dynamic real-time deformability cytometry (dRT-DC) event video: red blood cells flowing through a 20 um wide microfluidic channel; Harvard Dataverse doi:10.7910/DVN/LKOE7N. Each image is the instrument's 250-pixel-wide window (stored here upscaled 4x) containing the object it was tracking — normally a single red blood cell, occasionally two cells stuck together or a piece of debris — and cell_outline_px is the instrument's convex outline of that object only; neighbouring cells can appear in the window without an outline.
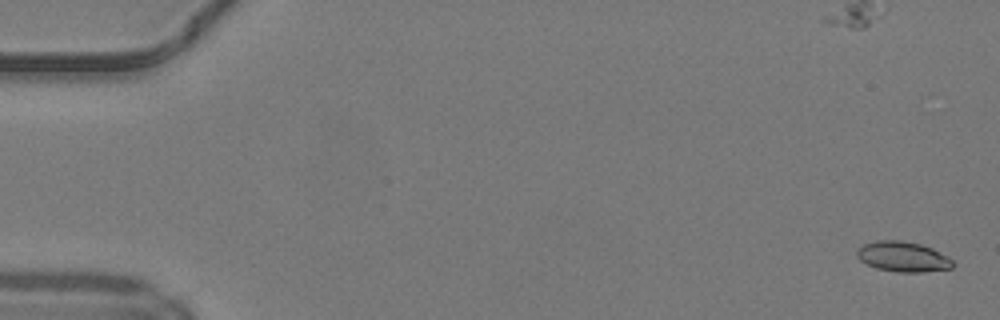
{"species": "common noctule bat (a hibernating species)", "species_latin": "Nyctalus noctula", "temperature_condition": "warm", "stored_images_in_passage": 50, "camera_frame_rate_fps": 3000, "um_per_image_px": 0.085, "animal": {"sex": "male", "body_mass_g": 19.2, "forearm_length_mm": 51.8}, "frame": {"image": 1, "passage_image": 2, "time_ms": 0.333, "image_size_px": [1000, 320], "cell_outline_px": [[956, 264], [952, 268], [924, 272], [896, 272], [876, 268], [860, 260], [856, 256], [856, 248], [864, 244], [876, 240], [900, 240], [920, 244], [932, 248], [948, 256]], "centroid_in_image_um": [76.75, 21.82], "position_along_channel_um": 8.3, "area_um2": 17.05}}
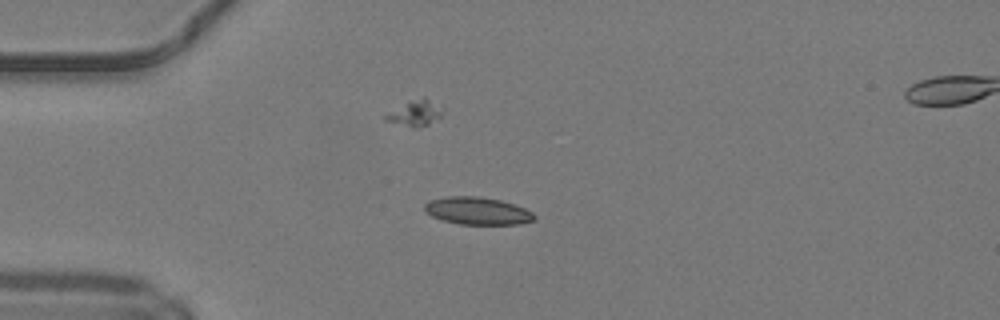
{"frame": {"image": 2, "passage_image": 14, "time_ms": 4.333, "image_size_px": [1000, 320], "cell_outline_px": [[536, 220], [520, 224], [460, 224], [444, 220], [432, 216], [424, 212], [424, 204], [432, 200], [448, 196], [480, 196], [500, 200], [524, 208], [532, 212], [536, 216]], "centroid_in_image_um": [40.59, 17.92], "position_along_channel_um": 44.4, "area_um2": 17.51}}
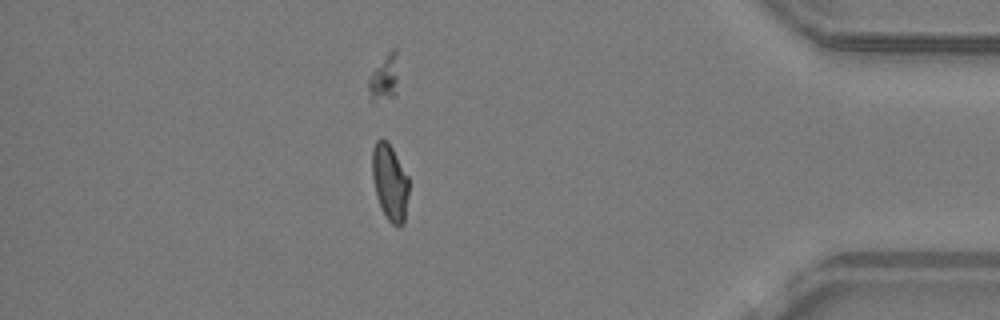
{"frame": {"image": 3, "passage_image": 44, "time_ms": 14.333, "image_size_px": [1000, 320], "cell_outline_px": [[408, 196], [404, 224], [392, 224], [388, 220], [380, 208], [376, 196], [372, 176], [372, 148], [376, 140], [380, 136], [388, 140], [408, 176]], "centroid_in_image_um": [33.12, 15.44], "position_along_channel_um": 402.1, "area_um2": 16.53}, "authors_computed_cell_mechanics": {"area_um2": 16.9643, "velocity_mm_per_s": 4.2119, "shape_relaxation_time_tau1_ms": null, "shape_relaxation_time_tau2_ms": 1.3374, "deformation_change_tau1": null, "deformation_change_tau2": 0.0657}}